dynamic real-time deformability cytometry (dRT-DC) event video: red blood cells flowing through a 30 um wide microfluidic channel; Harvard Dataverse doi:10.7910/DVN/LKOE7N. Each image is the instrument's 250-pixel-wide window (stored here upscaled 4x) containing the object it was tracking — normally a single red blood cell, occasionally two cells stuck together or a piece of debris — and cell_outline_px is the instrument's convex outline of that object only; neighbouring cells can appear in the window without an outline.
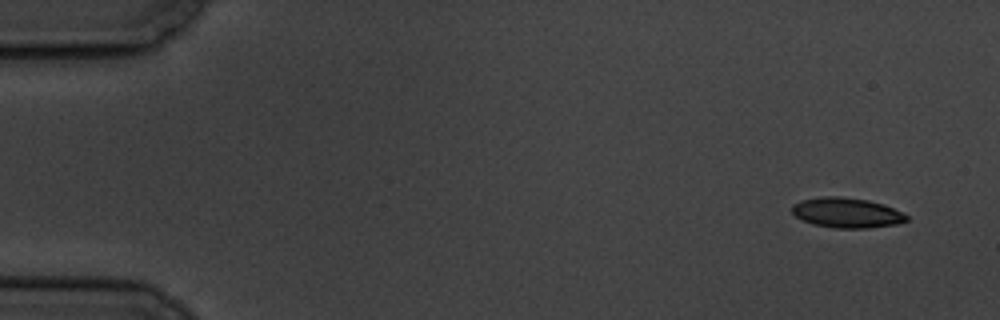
{"species": "common noctule bat (a hibernating species)", "species_latin": "Nyctalus noctula", "temperature_condition": "cold", "stored_images_in_passage": 5, "camera_frame_rate_fps": 3000, "um_per_image_px": 0.085, "animal": {"sex": "male", "body_mass_g": 19.5, "forearm_length_mm": 54.6}, "frame": {"image": 1, "passage_image": 1, "time_ms": 0.0, "image_size_px": [1000, 320], "cell_outline_px": [[908, 220], [896, 224], [868, 228], [836, 228], [812, 224], [796, 216], [792, 212], [792, 204], [800, 200], [820, 196], [840, 196], [868, 200], [884, 204], [908, 216]], "centroid_in_image_um": [71.95, 18.07], "position_along_channel_um": 13.1, "area_um2": 20.06}}
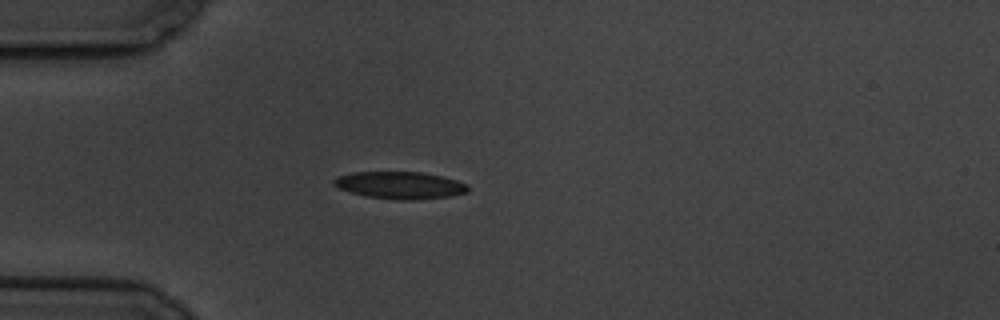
{"frame": {"image": 2, "passage_image": 5, "time_ms": 4.333, "image_size_px": [1000, 320], "cell_outline_px": [[468, 192], [448, 196], [412, 200], [400, 200], [368, 196], [352, 192], [340, 188], [332, 184], [332, 180], [336, 176], [352, 172], [420, 172], [444, 176], [468, 184]], "centroid_in_image_um": [34.0, 15.73], "position_along_channel_um": 51.0, "area_um2": 21.15}}